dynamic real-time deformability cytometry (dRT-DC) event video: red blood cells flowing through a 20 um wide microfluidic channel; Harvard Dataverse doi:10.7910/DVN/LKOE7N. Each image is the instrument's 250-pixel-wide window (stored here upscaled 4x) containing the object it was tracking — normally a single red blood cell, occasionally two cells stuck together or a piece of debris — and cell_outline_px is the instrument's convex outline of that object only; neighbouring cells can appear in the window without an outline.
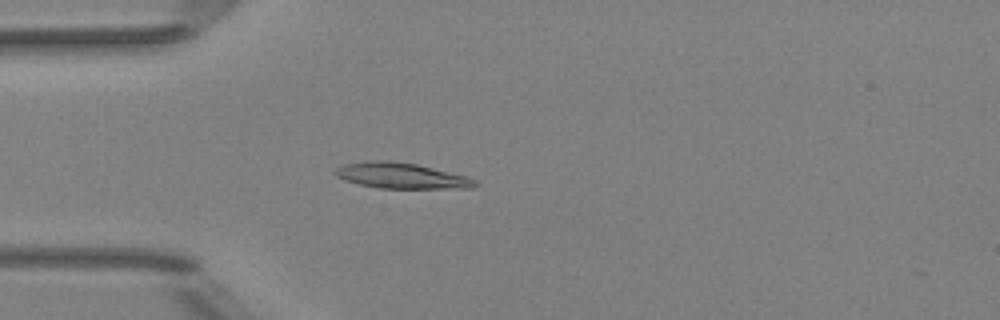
{"species": "Egyptian fruit bat (a non-hibernating species)", "species_latin": "Rousettus aegyptiacus", "temperature_condition": "room temperature", "stored_images_in_passage": 4, "camera_frame_rate_fps": 3000, "um_per_image_px": 0.085, "animal": {"sex": "female"}, "frame": {"image": 1, "passage_image": 4, "time_ms": 3.667, "image_size_px": [1000, 320], "cell_outline_px": [[480, 184], [476, 188], [380, 188], [360, 184], [344, 180], [336, 176], [332, 172], [336, 168], [344, 164], [372, 160], [384, 160], [416, 164], [468, 176], [476, 180]], "centroid_in_image_um": [34.14, 14.94], "position_along_channel_um": 50.9, "area_um2": 20.98}}